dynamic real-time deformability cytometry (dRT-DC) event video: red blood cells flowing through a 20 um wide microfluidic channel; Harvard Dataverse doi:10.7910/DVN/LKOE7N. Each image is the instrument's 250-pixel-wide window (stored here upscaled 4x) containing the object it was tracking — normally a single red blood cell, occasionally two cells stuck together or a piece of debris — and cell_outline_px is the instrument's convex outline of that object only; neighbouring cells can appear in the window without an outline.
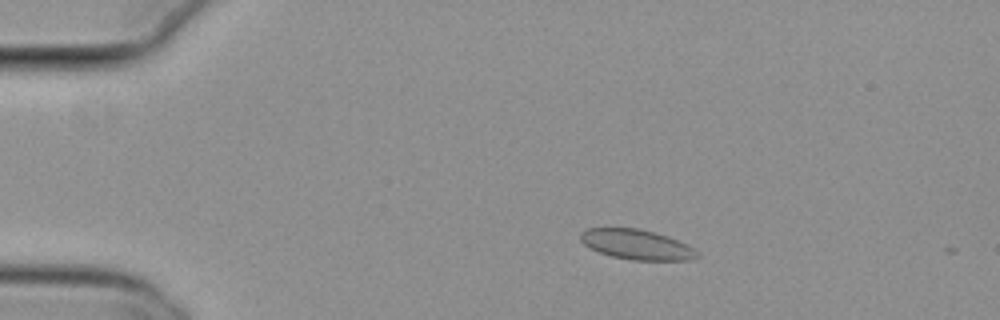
{"species": "common noctule bat (a hibernating species)", "species_latin": "Nyctalus noctula", "temperature_condition": "cold", "stored_images_in_passage": 14, "camera_frame_rate_fps": 3000, "um_per_image_px": 0.085, "animal": {"sex": "female", "body_mass_g": 29.2, "forearm_length_mm": 56.3}, "frame": {"image": 1, "passage_image": 10, "time_ms": 3.0, "image_size_px": [1000, 320], "cell_outline_px": [[700, 256], [688, 260], [632, 260], [612, 256], [600, 252], [584, 244], [580, 240], [580, 232], [588, 228], [640, 228], [668, 236], [688, 244], [700, 252]], "centroid_in_image_um": [54.16, 20.78], "position_along_channel_um": 30.8, "area_um2": 20.46}}